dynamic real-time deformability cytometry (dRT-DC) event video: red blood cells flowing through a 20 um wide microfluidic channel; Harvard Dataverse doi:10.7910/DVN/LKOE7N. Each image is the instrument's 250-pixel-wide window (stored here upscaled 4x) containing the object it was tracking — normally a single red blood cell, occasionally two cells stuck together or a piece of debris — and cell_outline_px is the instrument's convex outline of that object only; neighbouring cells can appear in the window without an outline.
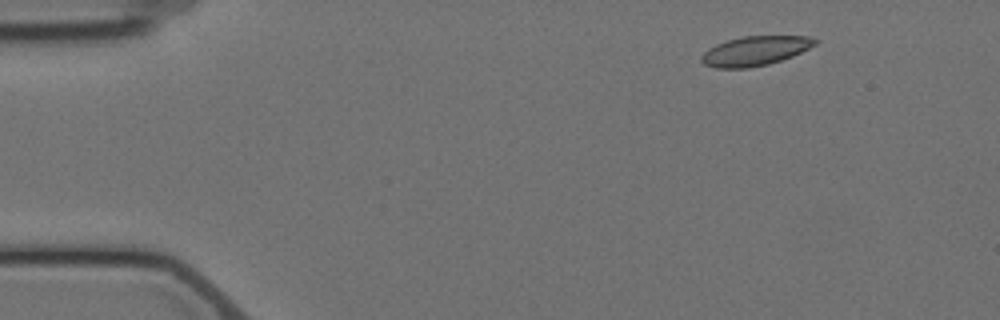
{"species": "Egyptian fruit bat (a non-hibernating species)", "species_latin": "Rousettus aegyptiacus", "temperature_condition": "cold", "stored_images_in_passage": 5, "camera_frame_rate_fps": 3000, "um_per_image_px": 0.085, "animal": {"sex": "female"}, "frame": {"image": 1, "passage_image": 2, "time_ms": 1.333, "image_size_px": [1000, 320], "cell_outline_px": [[820, 40], [816, 44], [792, 56], [768, 64], [748, 68], [716, 68], [704, 64], [700, 60], [700, 56], [708, 48], [716, 44], [728, 40], [744, 36], [808, 36]], "centroid_in_image_um": [64.16, 4.32], "position_along_channel_um": 20.8, "area_um2": 19.42}}
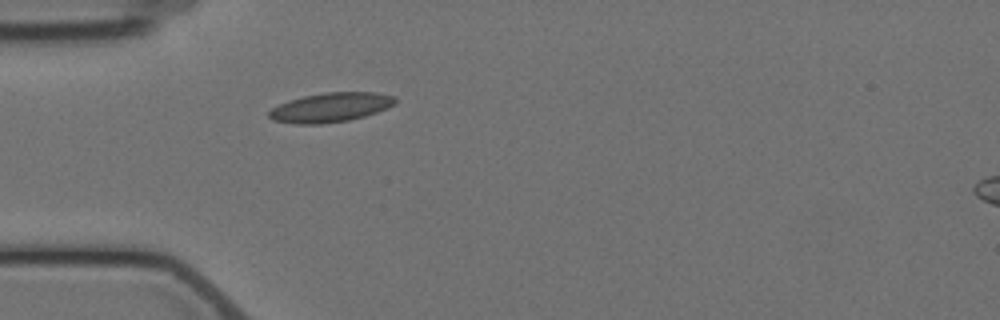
{"frame": {"image": 2, "passage_image": 5, "time_ms": 4.667, "image_size_px": [1000, 320], "cell_outline_px": [[396, 104], [388, 108], [364, 116], [348, 120], [320, 124], [296, 124], [272, 120], [268, 116], [268, 112], [272, 108], [280, 104], [304, 96], [324, 92], [376, 92], [396, 96]], "centroid_in_image_um": [28.13, 9.12], "position_along_channel_um": 56.9, "area_um2": 21.56}}